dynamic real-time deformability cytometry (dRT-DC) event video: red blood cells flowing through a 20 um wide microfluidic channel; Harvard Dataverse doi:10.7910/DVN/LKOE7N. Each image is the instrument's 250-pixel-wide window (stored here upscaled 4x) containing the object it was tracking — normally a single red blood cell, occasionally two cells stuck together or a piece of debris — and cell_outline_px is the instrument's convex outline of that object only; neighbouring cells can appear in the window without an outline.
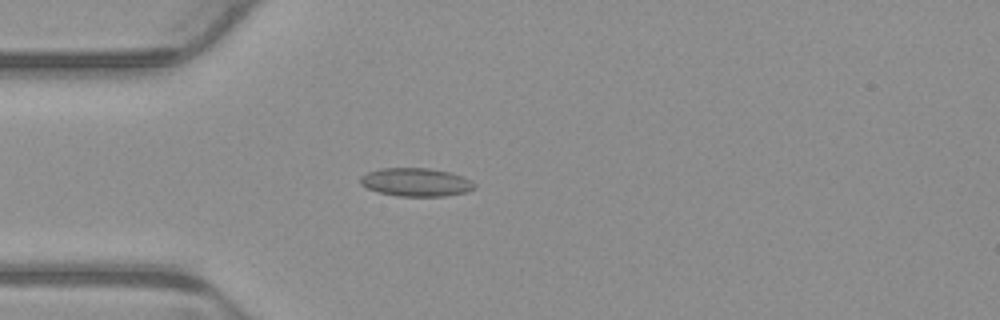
{"species": "common noctule bat (a hibernating species)", "species_latin": "Nyctalus noctula", "temperature_condition": "warm", "stored_images_in_passage": 5, "camera_frame_rate_fps": 3000, "um_per_image_px": 0.085, "animal": {"sex": "male", "body_mass_g": 23.1, "forearm_length_mm": 52.7}, "frame": {"image": 1, "passage_image": 4, "time_ms": 1.0, "image_size_px": [1000, 320], "cell_outline_px": [[476, 188], [468, 192], [444, 196], [396, 196], [380, 192], [368, 188], [360, 184], [360, 176], [368, 172], [380, 168], [428, 168], [448, 172], [460, 176], [476, 184]], "centroid_in_image_um": [35.34, 15.49], "position_along_channel_um": 49.7, "area_um2": 18.73}}